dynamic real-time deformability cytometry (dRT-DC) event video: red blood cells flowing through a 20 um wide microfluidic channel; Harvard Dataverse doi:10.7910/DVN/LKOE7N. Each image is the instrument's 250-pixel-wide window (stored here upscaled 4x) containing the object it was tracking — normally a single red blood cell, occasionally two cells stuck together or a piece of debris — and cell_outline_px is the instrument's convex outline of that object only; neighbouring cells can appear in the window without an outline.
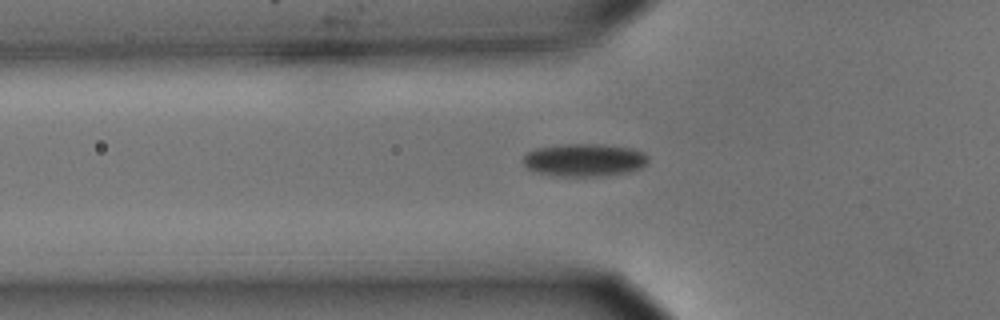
{"species": "common noctule bat (a hibernating species)", "species_latin": "Nyctalus noctula", "temperature_condition": "cold", "stored_images_in_passage": 37, "camera_frame_rate_fps": 3000, "um_per_image_px": 0.085, "animal": {"sex": "male", "body_mass_g": 15.6}, "frame": {"image": 1, "passage_image": 4, "time_ms": 1.0, "image_size_px": [1000, 320], "cell_outline_px": [[648, 160], [640, 168], [628, 172], [604, 176], [552, 176], [536, 172], [528, 168], [524, 164], [524, 156], [528, 152], [536, 148], [564, 144], [600, 144], [632, 148], [644, 152], [648, 156]], "centroid_in_image_um": [49.67, 13.6], "position_along_channel_um": 76.1, "area_um2": 23.93}}
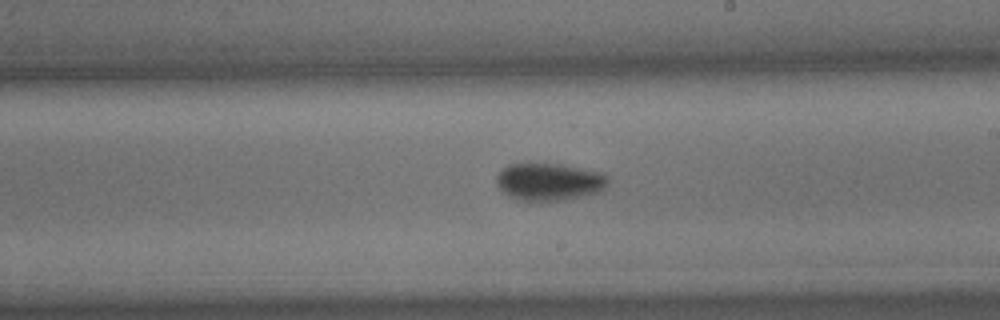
{"frame": {"image": 2, "passage_image": 18, "time_ms": 5.667, "image_size_px": [1000, 320], "cell_outline_px": [[608, 184], [600, 192], [584, 196], [564, 200], [540, 204], [532, 204], [508, 196], [496, 184], [496, 176], [508, 164], [528, 160], [564, 164], [600, 172], [608, 176]], "centroid_in_image_um": [46.64, 15.45], "position_along_channel_um": 242.4, "area_um2": 25.84}}
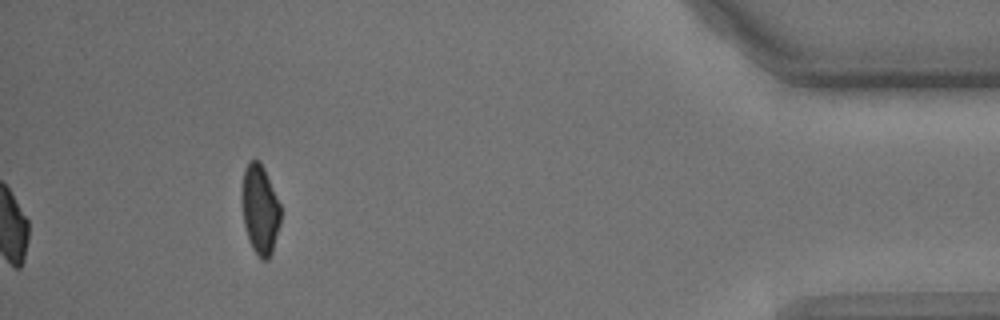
{"frame": {"image": 3, "passage_image": 37, "time_ms": 12.0, "image_size_px": [1000, 320], "cell_outline_px": [[280, 224], [272, 252], [268, 260], [260, 260], [252, 248], [248, 240], [244, 224], [240, 200], [240, 192], [244, 168], [248, 160], [260, 160], [264, 168], [280, 204]], "centroid_in_image_um": [22.06, 17.79], "position_along_channel_um": 413.1, "area_um2": 20.69}, "authors_computed_cell_mechanics": {"area_um2": 23.4668, "velocity_mm_per_s": 3.5416, "shape_relaxation_time_tau1_ms": 2.5948, "shape_relaxation_time_tau2_ms": null, "deformation_change_tau1": 0.0981, "deformation_change_tau2": null}}